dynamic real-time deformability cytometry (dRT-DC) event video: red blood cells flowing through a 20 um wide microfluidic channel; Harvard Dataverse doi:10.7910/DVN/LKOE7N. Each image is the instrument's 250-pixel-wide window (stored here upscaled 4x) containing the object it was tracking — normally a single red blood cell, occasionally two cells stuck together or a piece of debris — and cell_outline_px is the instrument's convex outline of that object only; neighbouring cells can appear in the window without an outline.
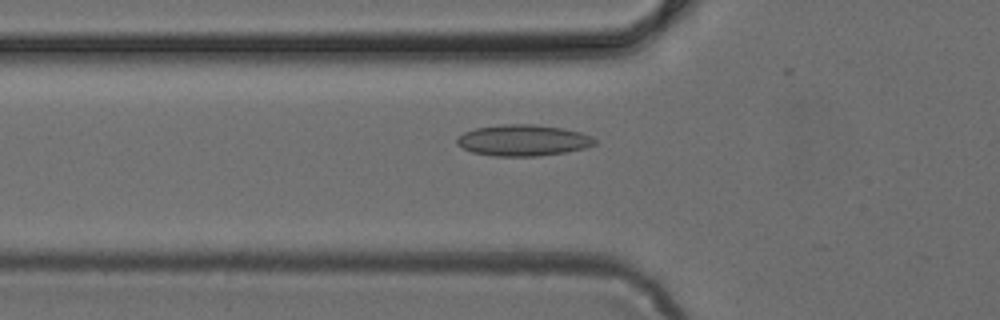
{"species": "common noctule bat (a hibernating species)", "species_latin": "Nyctalus noctula", "temperature_condition": "cold", "stored_images_in_passage": 27, "camera_frame_rate_fps": 3000, "um_per_image_px": 0.085, "animal": {"sex": "female", "body_mass_g": 24.6, "forearm_length_mm": 56.2}, "frame": {"image": 1, "passage_image": 17, "time_ms": 5.333, "image_size_px": [1000, 320], "cell_outline_px": [[596, 144], [584, 148], [564, 152], [536, 156], [492, 156], [472, 152], [456, 144], [456, 140], [464, 132], [476, 128], [504, 124], [532, 124], [564, 128], [580, 132], [592, 136], [596, 140]], "centroid_in_image_um": [44.47, 11.92], "position_along_channel_um": 81.3, "area_um2": 24.97}}
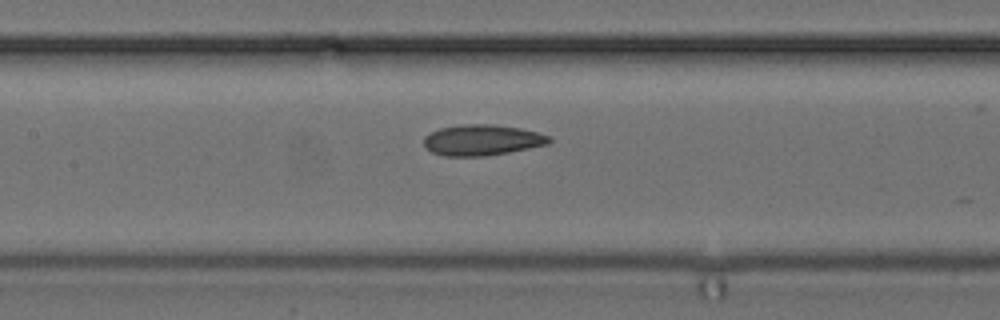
{"frame": {"image": 2, "passage_image": 23, "time_ms": 7.333, "image_size_px": [1000, 320], "cell_outline_px": [[552, 140], [548, 144], [508, 152], [484, 156], [444, 156], [432, 152], [424, 148], [424, 136], [440, 128], [460, 124], [492, 124], [520, 128], [552, 136]], "centroid_in_image_um": [40.96, 11.9], "position_along_channel_um": 166.4, "area_um2": 22.54}}
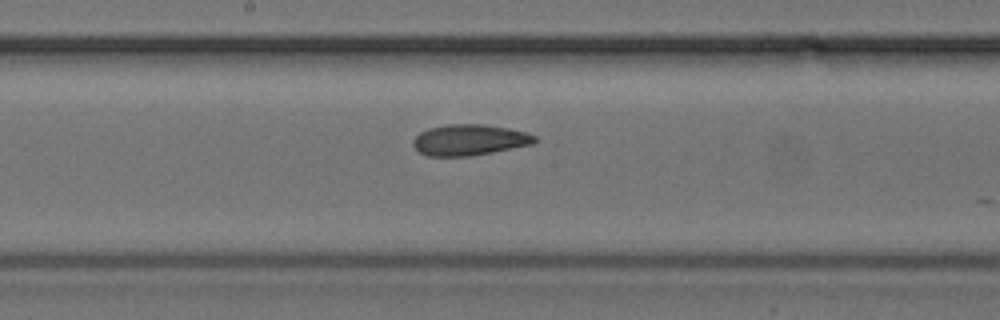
{"frame": {"image": 3, "passage_image": 26, "time_ms": 8.333, "image_size_px": [1000, 320], "cell_outline_px": [[540, 140], [536, 144], [492, 152], [468, 156], [428, 156], [420, 152], [412, 144], [412, 140], [420, 132], [428, 128], [444, 124], [484, 124], [508, 128], [528, 132], [536, 136]], "centroid_in_image_um": [39.95, 11.88], "position_along_channel_um": 208.2, "area_um2": 22.25}}